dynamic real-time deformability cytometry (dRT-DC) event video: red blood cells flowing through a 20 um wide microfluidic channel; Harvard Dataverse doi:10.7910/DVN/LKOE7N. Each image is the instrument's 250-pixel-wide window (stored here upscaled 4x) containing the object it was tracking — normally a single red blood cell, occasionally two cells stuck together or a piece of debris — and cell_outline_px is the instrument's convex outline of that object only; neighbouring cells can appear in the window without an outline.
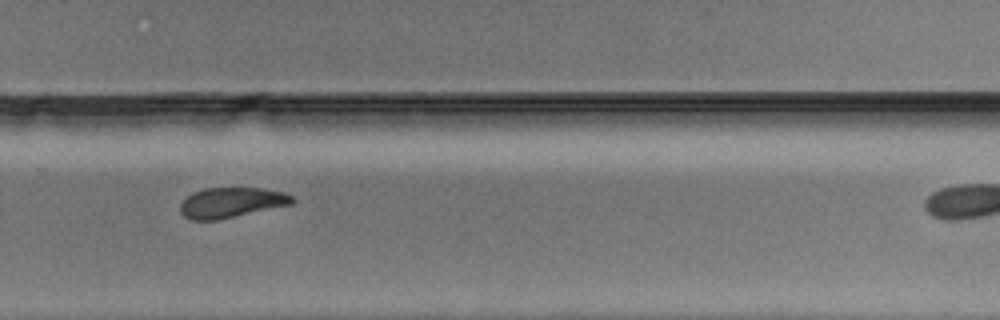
{"species": "Egyptian fruit bat (a non-hibernating species)", "species_latin": "Rousettus aegyptiacus", "temperature_condition": "warm", "stored_images_in_passage": 26, "camera_frame_rate_fps": 3000, "um_per_image_px": 0.085, "animal": {"sex": "male"}, "frame": {"image": 1, "passage_image": 19, "time_ms": 6.0, "image_size_px": [1000, 320], "cell_outline_px": [[296, 200], [292, 204], [220, 220], [188, 220], [180, 212], [180, 204], [192, 192], [204, 188], [264, 188], [284, 192], [292, 196]], "centroid_in_image_um": [19.66, 17.22], "position_along_channel_um": 310.1, "area_um2": 19.94}}
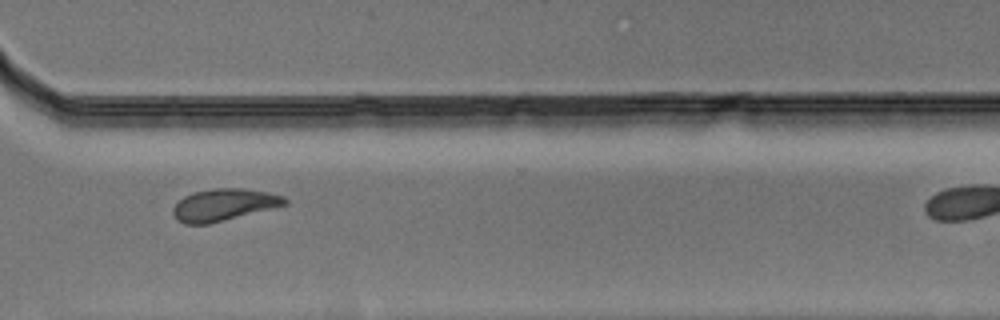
{"frame": {"image": 2, "passage_image": 22, "time_ms": 7.0, "image_size_px": [1000, 320], "cell_outline_px": [[288, 204], [208, 224], [184, 224], [176, 220], [172, 212], [172, 208], [184, 196], [192, 192], [216, 188], [244, 188], [268, 192], [284, 196], [288, 200]], "centroid_in_image_um": [19.01, 17.4], "position_along_channel_um": 351.6, "area_um2": 20.81}}